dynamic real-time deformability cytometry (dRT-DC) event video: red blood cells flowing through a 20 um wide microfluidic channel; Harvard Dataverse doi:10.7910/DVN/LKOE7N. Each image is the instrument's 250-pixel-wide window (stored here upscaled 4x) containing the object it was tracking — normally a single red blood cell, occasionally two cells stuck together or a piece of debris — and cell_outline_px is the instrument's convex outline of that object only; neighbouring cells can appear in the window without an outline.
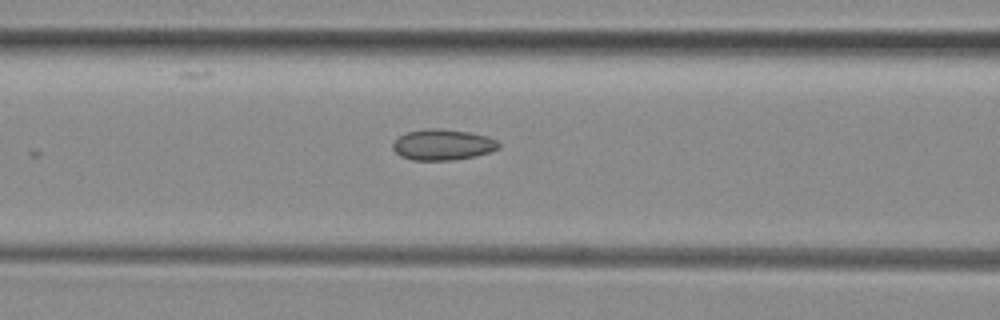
{"species": "common noctule bat (a hibernating species)", "species_latin": "Nyctalus noctula", "temperature_condition": "room temperature", "stored_images_in_passage": 5, "segment_of_instrument_passage": [1, 2], "camera_frame_rate_fps": 3000, "um_per_image_px": 0.085, "animal": {"sex": "female", "body_mass_g": 29.2, "forearm_length_mm": 56.3}, "frame": {"image": 1, "passage_image": 4, "time_ms": 1.0, "image_size_px": [1000, 320], "cell_outline_px": [[500, 148], [476, 156], [452, 160], [412, 160], [400, 156], [392, 148], [392, 144], [400, 136], [408, 132], [424, 128], [440, 128], [468, 132], [488, 136], [496, 140], [500, 144]], "centroid_in_image_um": [37.63, 12.3], "position_along_channel_um": 129.0, "area_um2": 19.07}}